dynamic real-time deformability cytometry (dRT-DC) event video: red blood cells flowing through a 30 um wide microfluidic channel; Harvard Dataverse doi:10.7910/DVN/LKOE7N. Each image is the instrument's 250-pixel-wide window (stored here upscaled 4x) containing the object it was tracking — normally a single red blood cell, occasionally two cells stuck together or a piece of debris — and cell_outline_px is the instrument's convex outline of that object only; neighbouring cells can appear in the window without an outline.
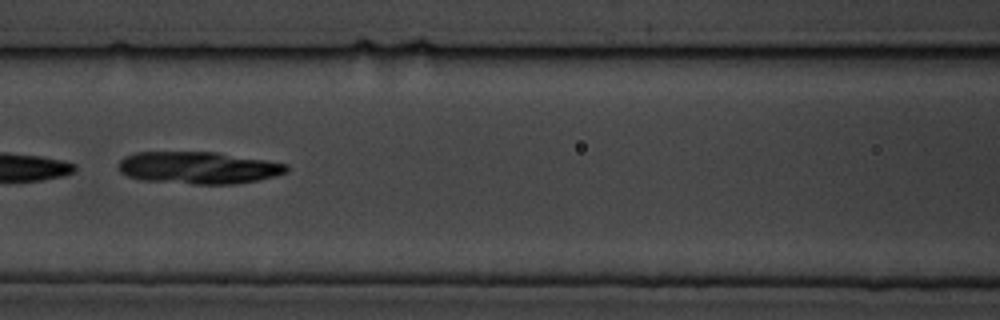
{"species": "common noctule bat (a hibernating species)", "species_latin": "Nyctalus noctula", "temperature_condition": "cold", "stored_images_in_passage": 10, "camera_frame_rate_fps": 3000, "um_per_image_px": 0.085, "animal": {"sex": "male", "body_mass_g": 19.5, "forearm_length_mm": 54.6}, "frame": {"image": 1, "passage_image": 7, "time_ms": 7.667, "image_size_px": [1000, 320], "cell_outline_px": [[288, 172], [276, 176], [236, 184], [192, 184], [140, 180], [128, 176], [120, 172], [116, 168], [120, 160], [124, 156], [136, 152], [216, 152], [268, 160], [288, 164]], "centroid_in_image_um": [16.85, 14.26], "position_along_channel_um": 149.7, "area_um2": 31.85}}
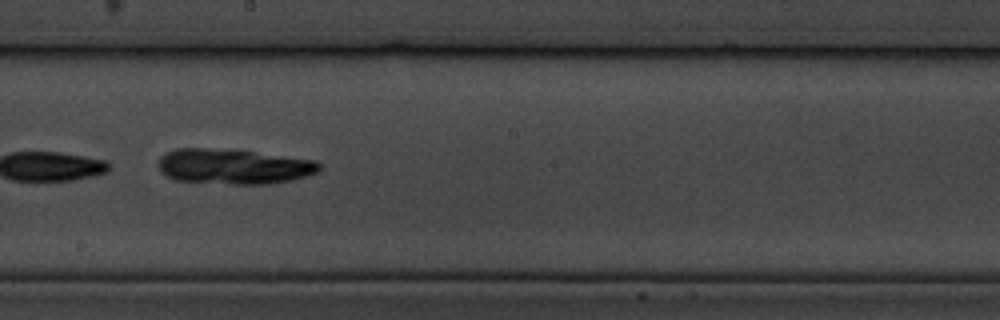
{"frame": {"image": 2, "passage_image": 9, "time_ms": 10.0, "image_size_px": [1000, 320], "cell_outline_px": [[320, 172], [288, 180], [268, 184], [232, 184], [176, 180], [160, 172], [160, 156], [176, 148], [204, 148], [252, 152], [316, 160], [320, 164]], "centroid_in_image_um": [19.86, 14.16], "position_along_channel_um": 228.3, "area_um2": 32.48}}